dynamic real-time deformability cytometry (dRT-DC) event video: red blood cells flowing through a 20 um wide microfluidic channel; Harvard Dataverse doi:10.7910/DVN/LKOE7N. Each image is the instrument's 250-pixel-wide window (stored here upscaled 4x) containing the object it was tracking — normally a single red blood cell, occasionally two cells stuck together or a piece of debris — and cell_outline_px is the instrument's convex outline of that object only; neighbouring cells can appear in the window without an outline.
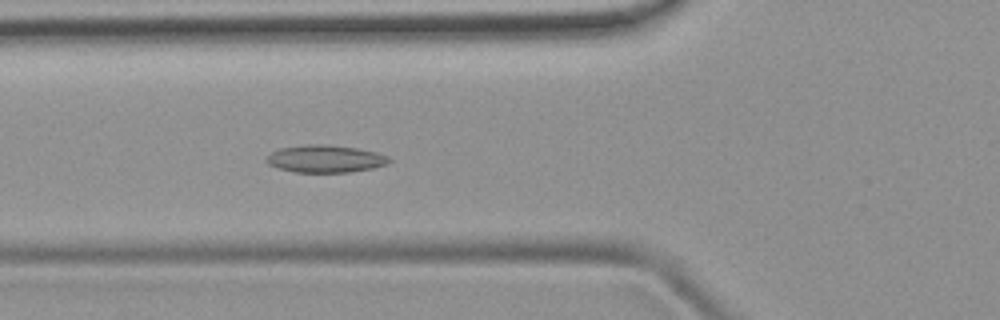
{"species": "common noctule bat (a hibernating species)", "species_latin": "Nyctalus noctula", "temperature_condition": "room temperature", "stored_images_in_passage": 37, "camera_frame_rate_fps": 3000, "um_per_image_px": 0.085, "animal": {"sex": "female", "body_mass_g": 19.9}, "frame": {"image": 1, "passage_image": 10, "time_ms": 3.0, "image_size_px": [1000, 320], "cell_outline_px": [[392, 160], [388, 164], [372, 168], [348, 172], [296, 172], [280, 168], [268, 164], [264, 160], [272, 152], [280, 148], [304, 144], [328, 144], [356, 148], [376, 152], [388, 156]], "centroid_in_image_um": [27.66, 13.49], "position_along_channel_um": 98.1, "area_um2": 19.59}}
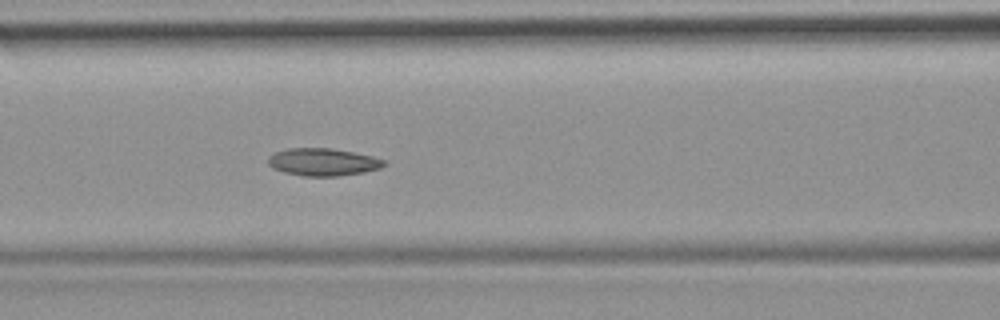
{"frame": {"image": 2, "passage_image": 13, "time_ms": 4.0, "image_size_px": [1000, 320], "cell_outline_px": [[388, 164], [380, 168], [364, 172], [340, 176], [304, 176], [284, 172], [272, 168], [268, 164], [268, 156], [276, 152], [288, 148], [332, 148], [372, 156], [384, 160]], "centroid_in_image_um": [27.45, 13.77], "position_along_channel_um": 139.2, "area_um2": 18.61}}
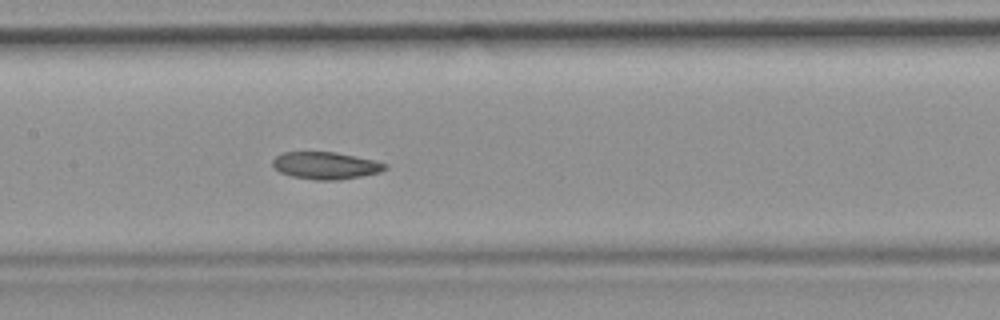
{"frame": {"image": 3, "passage_image": 16, "time_ms": 5.0, "image_size_px": [1000, 320], "cell_outline_px": [[388, 168], [380, 172], [340, 180], [316, 180], [292, 176], [280, 172], [272, 168], [272, 160], [276, 156], [284, 152], [336, 152], [372, 160], [388, 164]], "centroid_in_image_um": [27.66, 14.07], "position_along_channel_um": 179.7, "area_um2": 17.8}}